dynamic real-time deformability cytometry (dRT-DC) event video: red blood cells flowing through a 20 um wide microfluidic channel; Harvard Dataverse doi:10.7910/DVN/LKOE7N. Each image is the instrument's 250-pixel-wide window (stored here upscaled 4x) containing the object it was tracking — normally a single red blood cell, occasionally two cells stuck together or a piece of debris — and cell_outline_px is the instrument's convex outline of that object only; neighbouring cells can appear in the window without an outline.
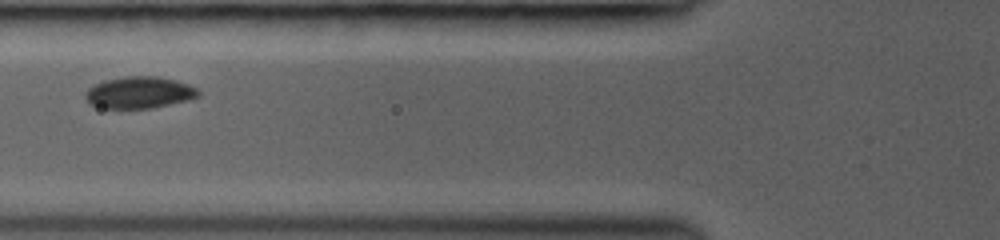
{"species": "common noctule bat (a hibernating species)", "species_latin": "Nyctalus noctula", "temperature_condition": "room temperature", "stored_images_in_passage": 13, "camera_frame_rate_fps": 3000, "um_per_image_px": 0.085, "animal": {"sex": "female", "body_mass_g": 19.0, "forearm_length_mm": 53.3}, "frame": {"image": 1, "passage_image": 3, "time_ms": 2.333, "image_size_px": [1000, 240], "cell_outline_px": [[200, 96], [188, 100], [152, 108], [100, 108], [88, 104], [84, 96], [84, 92], [88, 88], [104, 80], [124, 76], [156, 76], [176, 80], [188, 84], [196, 88], [200, 92]], "centroid_in_image_um": [11.81, 7.86], "position_along_channel_um": 114.0, "area_um2": 21.1}}
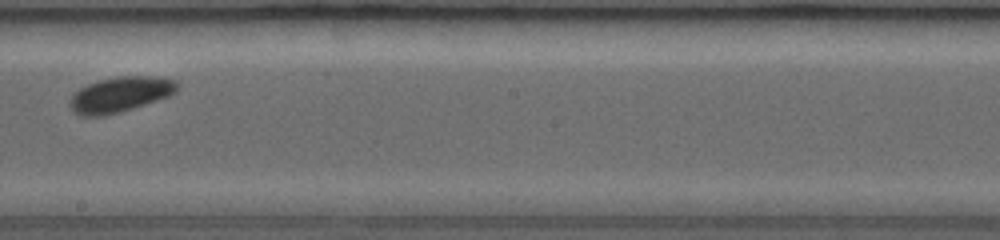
{"frame": {"image": 2, "passage_image": 6, "time_ms": 5.333, "image_size_px": [1000, 240], "cell_outline_px": [[180, 88], [176, 92], [168, 96], [120, 112], [104, 116], [80, 116], [72, 112], [68, 104], [68, 100], [80, 88], [96, 80], [116, 76], [148, 76], [176, 80], [180, 84]], "centroid_in_image_um": [10.18, 8.03], "position_along_channel_um": 238.0, "area_um2": 22.25}}
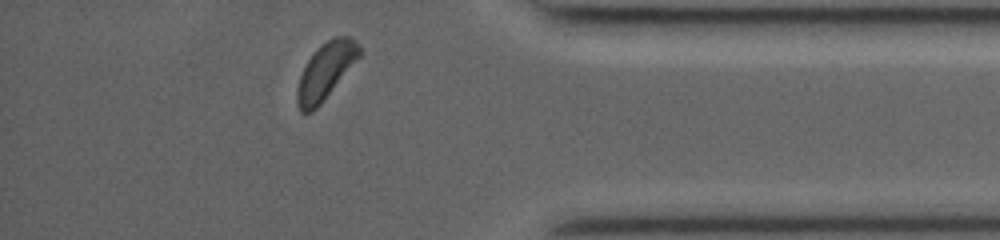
{"frame": {"image": 3, "passage_image": 12, "time_ms": 9.667, "image_size_px": [1000, 240], "cell_outline_px": [[364, 52], [324, 100], [312, 112], [300, 112], [296, 104], [296, 92], [300, 76], [308, 60], [316, 48], [320, 44], [336, 36], [348, 36], [356, 40]], "centroid_in_image_um": [27.7, 6.02], "position_along_channel_um": 407.5, "area_um2": 20.58}}